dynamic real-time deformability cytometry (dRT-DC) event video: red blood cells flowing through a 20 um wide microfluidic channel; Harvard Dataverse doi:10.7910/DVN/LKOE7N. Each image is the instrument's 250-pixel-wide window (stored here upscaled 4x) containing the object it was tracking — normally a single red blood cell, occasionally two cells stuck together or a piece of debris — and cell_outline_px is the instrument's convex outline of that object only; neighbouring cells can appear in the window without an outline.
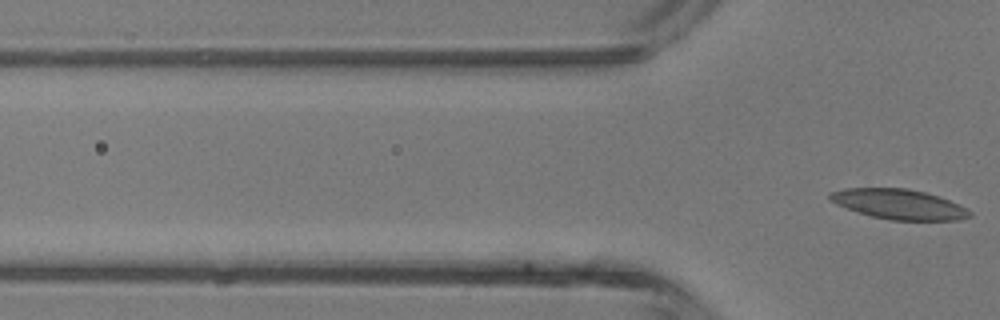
{"species": "common noctule bat (a hibernating species)", "species_latin": "Nyctalus noctula", "temperature_condition": "room temperature", "stored_images_in_passage": 6, "camera_frame_rate_fps": 3000, "um_per_image_px": 0.085, "animal": {"sex": "male", "body_mass_g": 13.3}, "frame": {"image": 1, "passage_image": 6, "time_ms": 1.667, "image_size_px": [1000, 320], "cell_outline_px": [[972, 216], [960, 220], [888, 220], [856, 212], [836, 204], [828, 200], [828, 192], [844, 188], [908, 188], [940, 196], [968, 208], [972, 212]], "centroid_in_image_um": [76.4, 17.35], "position_along_channel_um": 49.4, "area_um2": 24.8}}